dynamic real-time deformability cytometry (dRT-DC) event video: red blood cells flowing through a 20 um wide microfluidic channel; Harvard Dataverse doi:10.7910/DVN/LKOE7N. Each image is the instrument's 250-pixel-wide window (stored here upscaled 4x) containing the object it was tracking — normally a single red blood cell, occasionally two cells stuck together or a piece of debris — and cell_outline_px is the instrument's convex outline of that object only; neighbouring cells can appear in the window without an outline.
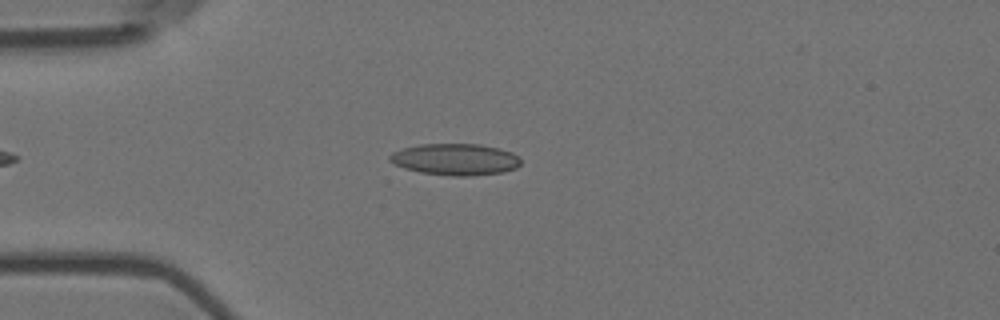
{"species": "Egyptian fruit bat (a non-hibernating species)", "species_latin": "Rousettus aegyptiacus", "temperature_condition": "room temperature", "stored_images_in_passage": 46, "camera_frame_rate_fps": 3000, "um_per_image_px": 0.085, "animal": {"sex": "female"}, "frame": {"image": 1, "passage_image": 9, "time_ms": 2.667, "image_size_px": [1000, 320], "cell_outline_px": [[520, 164], [516, 168], [504, 172], [472, 176], [452, 176], [420, 172], [404, 168], [388, 160], [388, 156], [392, 152], [400, 148], [420, 144], [480, 144], [512, 152], [520, 160]], "centroid_in_image_um": [38.67, 13.55], "position_along_channel_um": 46.3, "area_um2": 24.16}}
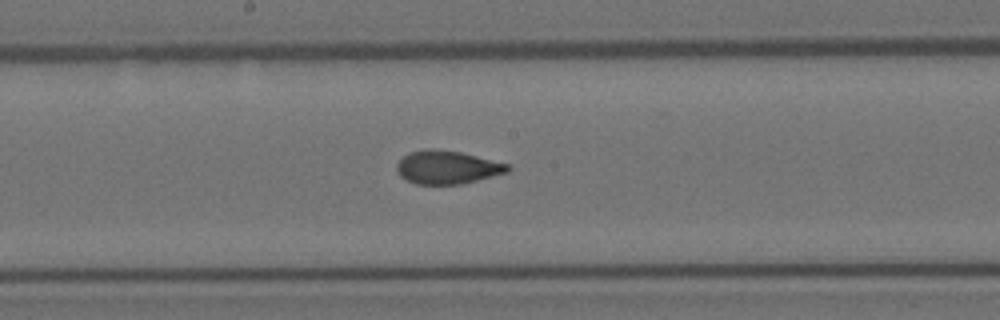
{"frame": {"image": 2, "passage_image": 24, "time_ms": 7.667, "image_size_px": [1000, 320], "cell_outline_px": [[512, 168], [508, 172], [460, 184], [416, 184], [400, 176], [396, 168], [396, 164], [408, 152], [424, 148], [432, 148], [460, 152], [508, 164]], "centroid_in_image_um": [37.98, 14.21], "position_along_channel_um": 210.2, "area_um2": 21.39}}
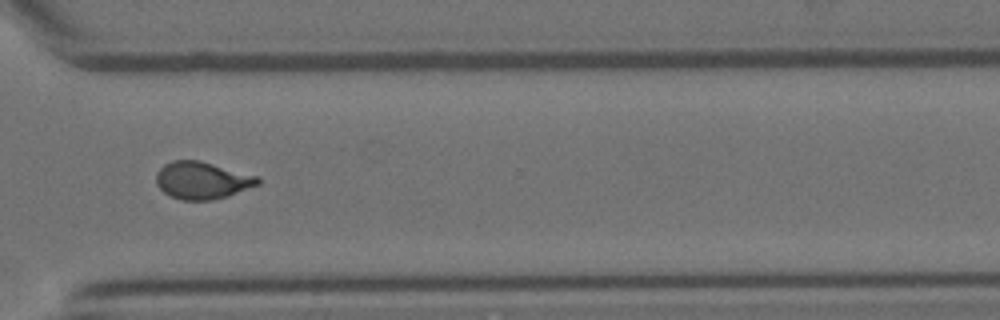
{"frame": {"image": 3, "passage_image": 36, "time_ms": 11.667, "image_size_px": [1000, 320], "cell_outline_px": [[260, 184], [228, 196], [212, 200], [180, 200], [164, 192], [156, 184], [156, 172], [164, 164], [172, 160], [200, 160], [260, 176]], "centroid_in_image_um": [17.2, 15.32], "position_along_channel_um": 353.4, "area_um2": 22.31}, "authors_computed_cell_mechanics": {"area_um2": 22.1663, "velocity_mm_per_s": 3.6027, "shape_relaxation_time_tau1_ms": 9.8102, "shape_relaxation_time_tau2_ms": 1.2537, "deformation_change_tau1": 0.235, "deformation_change_tau2": 0.072}}